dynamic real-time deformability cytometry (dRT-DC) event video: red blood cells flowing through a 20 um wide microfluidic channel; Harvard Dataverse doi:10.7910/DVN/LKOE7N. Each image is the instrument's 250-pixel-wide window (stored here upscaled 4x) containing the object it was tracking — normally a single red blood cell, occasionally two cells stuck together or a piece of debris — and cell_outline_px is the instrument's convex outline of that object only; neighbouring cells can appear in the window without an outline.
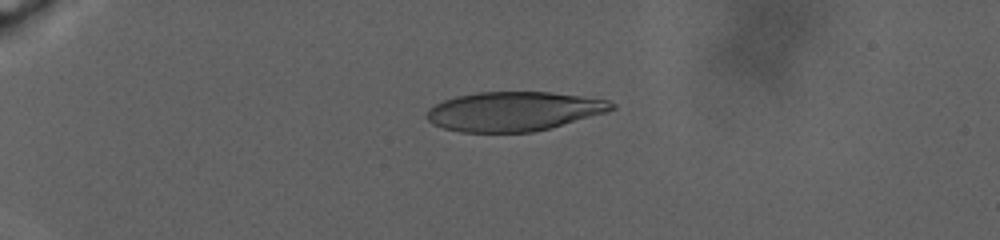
{"species": "human", "species_latin": "Homo sapiens", "temperature_condition": "warm", "stored_images_in_passage": 40, "camera_frame_rate_fps": 3000, "um_per_image_px": 0.085, "donor": {"sex": "male"}, "frame": {"image": 1, "passage_image": 28, "time_ms": 9.0, "image_size_px": [1000, 240], "cell_outline_px": [[616, 108], [608, 112], [548, 128], [532, 132], [460, 132], [444, 128], [432, 124], [428, 120], [428, 108], [444, 100], [456, 96], [476, 92], [548, 92], [580, 96], [608, 100], [616, 104]], "centroid_in_image_um": [43.67, 9.46], "position_along_channel_um": 41.3, "area_um2": 42.14}}